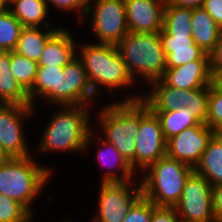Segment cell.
Here are the masks:
<instances>
[{
    "mask_svg": "<svg viewBox=\"0 0 222 222\" xmlns=\"http://www.w3.org/2000/svg\"><path fill=\"white\" fill-rule=\"evenodd\" d=\"M83 25L85 29L80 34L82 35L83 31L87 32L85 35L90 37H83L89 42L116 46L129 32L124 0H90L79 27Z\"/></svg>",
    "mask_w": 222,
    "mask_h": 222,
    "instance_id": "52a82bcc",
    "label": "cell"
},
{
    "mask_svg": "<svg viewBox=\"0 0 222 222\" xmlns=\"http://www.w3.org/2000/svg\"><path fill=\"white\" fill-rule=\"evenodd\" d=\"M166 0H124L128 31L159 33Z\"/></svg>",
    "mask_w": 222,
    "mask_h": 222,
    "instance_id": "2e32d148",
    "label": "cell"
},
{
    "mask_svg": "<svg viewBox=\"0 0 222 222\" xmlns=\"http://www.w3.org/2000/svg\"><path fill=\"white\" fill-rule=\"evenodd\" d=\"M9 10V0H0V14Z\"/></svg>",
    "mask_w": 222,
    "mask_h": 222,
    "instance_id": "ab89813d",
    "label": "cell"
},
{
    "mask_svg": "<svg viewBox=\"0 0 222 222\" xmlns=\"http://www.w3.org/2000/svg\"><path fill=\"white\" fill-rule=\"evenodd\" d=\"M100 101L103 99L93 93L83 64L76 56L63 71H59L58 106L88 105L95 108Z\"/></svg>",
    "mask_w": 222,
    "mask_h": 222,
    "instance_id": "5bb4252c",
    "label": "cell"
},
{
    "mask_svg": "<svg viewBox=\"0 0 222 222\" xmlns=\"http://www.w3.org/2000/svg\"><path fill=\"white\" fill-rule=\"evenodd\" d=\"M69 23L63 25L46 43L44 50L37 61L38 67H64L77 56V45L81 27ZM73 27V28H71ZM74 29V30H73ZM76 34V35H75ZM77 38V39H76Z\"/></svg>",
    "mask_w": 222,
    "mask_h": 222,
    "instance_id": "e0dca14e",
    "label": "cell"
},
{
    "mask_svg": "<svg viewBox=\"0 0 222 222\" xmlns=\"http://www.w3.org/2000/svg\"><path fill=\"white\" fill-rule=\"evenodd\" d=\"M14 77L10 69V52L0 51V78Z\"/></svg>",
    "mask_w": 222,
    "mask_h": 222,
    "instance_id": "74e56055",
    "label": "cell"
},
{
    "mask_svg": "<svg viewBox=\"0 0 222 222\" xmlns=\"http://www.w3.org/2000/svg\"><path fill=\"white\" fill-rule=\"evenodd\" d=\"M61 27H23L14 52L38 61L47 41Z\"/></svg>",
    "mask_w": 222,
    "mask_h": 222,
    "instance_id": "603a6c76",
    "label": "cell"
},
{
    "mask_svg": "<svg viewBox=\"0 0 222 222\" xmlns=\"http://www.w3.org/2000/svg\"><path fill=\"white\" fill-rule=\"evenodd\" d=\"M45 1L47 2V6L51 14L55 12L53 16L56 17L58 15L56 19L57 18L59 19L61 16L65 17L66 15L68 16L70 15L71 17L75 18V20L73 19V21L74 22L76 21V27H77L84 19V16L87 11V6L90 0H45Z\"/></svg>",
    "mask_w": 222,
    "mask_h": 222,
    "instance_id": "f1b7e54d",
    "label": "cell"
},
{
    "mask_svg": "<svg viewBox=\"0 0 222 222\" xmlns=\"http://www.w3.org/2000/svg\"><path fill=\"white\" fill-rule=\"evenodd\" d=\"M212 185L192 172L184 185L178 203L174 206L182 222H216L212 206Z\"/></svg>",
    "mask_w": 222,
    "mask_h": 222,
    "instance_id": "7c38bea8",
    "label": "cell"
},
{
    "mask_svg": "<svg viewBox=\"0 0 222 222\" xmlns=\"http://www.w3.org/2000/svg\"><path fill=\"white\" fill-rule=\"evenodd\" d=\"M192 8L169 5L167 2L163 12V29L169 35H192Z\"/></svg>",
    "mask_w": 222,
    "mask_h": 222,
    "instance_id": "d4e9b609",
    "label": "cell"
},
{
    "mask_svg": "<svg viewBox=\"0 0 222 222\" xmlns=\"http://www.w3.org/2000/svg\"><path fill=\"white\" fill-rule=\"evenodd\" d=\"M150 222H182L174 208L155 207Z\"/></svg>",
    "mask_w": 222,
    "mask_h": 222,
    "instance_id": "e575fe53",
    "label": "cell"
},
{
    "mask_svg": "<svg viewBox=\"0 0 222 222\" xmlns=\"http://www.w3.org/2000/svg\"><path fill=\"white\" fill-rule=\"evenodd\" d=\"M206 125L213 128L216 134H222V88L215 82L209 86Z\"/></svg>",
    "mask_w": 222,
    "mask_h": 222,
    "instance_id": "f546056e",
    "label": "cell"
},
{
    "mask_svg": "<svg viewBox=\"0 0 222 222\" xmlns=\"http://www.w3.org/2000/svg\"><path fill=\"white\" fill-rule=\"evenodd\" d=\"M96 146L97 148H95ZM90 150L94 151L90 152ZM90 153H93L95 155L93 157H96L94 160H97L93 163L97 164L98 168L102 170L99 171L101 177H99L98 182H126L136 180L139 177L117 148L102 139L93 129L90 130L87 136L83 159Z\"/></svg>",
    "mask_w": 222,
    "mask_h": 222,
    "instance_id": "4fadbf2b",
    "label": "cell"
},
{
    "mask_svg": "<svg viewBox=\"0 0 222 222\" xmlns=\"http://www.w3.org/2000/svg\"><path fill=\"white\" fill-rule=\"evenodd\" d=\"M30 215L21 203L0 194V222H24Z\"/></svg>",
    "mask_w": 222,
    "mask_h": 222,
    "instance_id": "1f68e13d",
    "label": "cell"
},
{
    "mask_svg": "<svg viewBox=\"0 0 222 222\" xmlns=\"http://www.w3.org/2000/svg\"><path fill=\"white\" fill-rule=\"evenodd\" d=\"M0 104L31 106L27 93L14 77L0 78Z\"/></svg>",
    "mask_w": 222,
    "mask_h": 222,
    "instance_id": "4dcf8cb0",
    "label": "cell"
},
{
    "mask_svg": "<svg viewBox=\"0 0 222 222\" xmlns=\"http://www.w3.org/2000/svg\"><path fill=\"white\" fill-rule=\"evenodd\" d=\"M10 69L18 84L28 93L36 79L37 62L10 51Z\"/></svg>",
    "mask_w": 222,
    "mask_h": 222,
    "instance_id": "4316f807",
    "label": "cell"
},
{
    "mask_svg": "<svg viewBox=\"0 0 222 222\" xmlns=\"http://www.w3.org/2000/svg\"><path fill=\"white\" fill-rule=\"evenodd\" d=\"M160 80L166 86L183 90L208 88L214 82L209 61H192L166 69Z\"/></svg>",
    "mask_w": 222,
    "mask_h": 222,
    "instance_id": "d6986e66",
    "label": "cell"
},
{
    "mask_svg": "<svg viewBox=\"0 0 222 222\" xmlns=\"http://www.w3.org/2000/svg\"><path fill=\"white\" fill-rule=\"evenodd\" d=\"M192 37L195 43L209 54L222 33V29L202 7L192 9Z\"/></svg>",
    "mask_w": 222,
    "mask_h": 222,
    "instance_id": "7402d4cb",
    "label": "cell"
},
{
    "mask_svg": "<svg viewBox=\"0 0 222 222\" xmlns=\"http://www.w3.org/2000/svg\"><path fill=\"white\" fill-rule=\"evenodd\" d=\"M193 168L164 156L139 175L143 196L156 207L174 208Z\"/></svg>",
    "mask_w": 222,
    "mask_h": 222,
    "instance_id": "8992f818",
    "label": "cell"
},
{
    "mask_svg": "<svg viewBox=\"0 0 222 222\" xmlns=\"http://www.w3.org/2000/svg\"><path fill=\"white\" fill-rule=\"evenodd\" d=\"M23 26L11 12L0 14V51H14Z\"/></svg>",
    "mask_w": 222,
    "mask_h": 222,
    "instance_id": "83f0119b",
    "label": "cell"
},
{
    "mask_svg": "<svg viewBox=\"0 0 222 222\" xmlns=\"http://www.w3.org/2000/svg\"><path fill=\"white\" fill-rule=\"evenodd\" d=\"M100 187L94 191V213H91L101 222H123L132 206L143 196L141 180L126 182H100ZM97 200V201H96Z\"/></svg>",
    "mask_w": 222,
    "mask_h": 222,
    "instance_id": "30bf717a",
    "label": "cell"
},
{
    "mask_svg": "<svg viewBox=\"0 0 222 222\" xmlns=\"http://www.w3.org/2000/svg\"><path fill=\"white\" fill-rule=\"evenodd\" d=\"M36 217H38L37 214H31L24 222H36Z\"/></svg>",
    "mask_w": 222,
    "mask_h": 222,
    "instance_id": "b9f144b4",
    "label": "cell"
},
{
    "mask_svg": "<svg viewBox=\"0 0 222 222\" xmlns=\"http://www.w3.org/2000/svg\"><path fill=\"white\" fill-rule=\"evenodd\" d=\"M45 108L48 109H46L47 113H51V115L43 116L42 121H46V124L42 125L45 128H38V130H43V133H38L40 137L37 136V138L39 139H35L37 142H33V156L40 161L41 159L45 161L47 155H56L57 152L59 153L57 155L63 153L66 157V153L72 155L78 153L83 156L86 139L92 129L94 107L88 105L39 107L34 109L33 119L38 122V119L41 118H38L37 115H39L40 109Z\"/></svg>",
    "mask_w": 222,
    "mask_h": 222,
    "instance_id": "7a4b0ae2",
    "label": "cell"
},
{
    "mask_svg": "<svg viewBox=\"0 0 222 222\" xmlns=\"http://www.w3.org/2000/svg\"><path fill=\"white\" fill-rule=\"evenodd\" d=\"M160 38L166 55V69L192 61H209V54L195 43L192 35H169L162 29Z\"/></svg>",
    "mask_w": 222,
    "mask_h": 222,
    "instance_id": "ac0fdd59",
    "label": "cell"
},
{
    "mask_svg": "<svg viewBox=\"0 0 222 222\" xmlns=\"http://www.w3.org/2000/svg\"><path fill=\"white\" fill-rule=\"evenodd\" d=\"M63 70L59 66L38 67L35 82L27 93L31 106H58L59 71Z\"/></svg>",
    "mask_w": 222,
    "mask_h": 222,
    "instance_id": "44dd1931",
    "label": "cell"
},
{
    "mask_svg": "<svg viewBox=\"0 0 222 222\" xmlns=\"http://www.w3.org/2000/svg\"><path fill=\"white\" fill-rule=\"evenodd\" d=\"M154 203L142 196L130 209L123 222H150Z\"/></svg>",
    "mask_w": 222,
    "mask_h": 222,
    "instance_id": "d6a6232c",
    "label": "cell"
},
{
    "mask_svg": "<svg viewBox=\"0 0 222 222\" xmlns=\"http://www.w3.org/2000/svg\"><path fill=\"white\" fill-rule=\"evenodd\" d=\"M159 118L164 138L166 141L178 135L186 128L197 125L198 122L192 117L187 107L171 110L168 112H153Z\"/></svg>",
    "mask_w": 222,
    "mask_h": 222,
    "instance_id": "484cf974",
    "label": "cell"
},
{
    "mask_svg": "<svg viewBox=\"0 0 222 222\" xmlns=\"http://www.w3.org/2000/svg\"><path fill=\"white\" fill-rule=\"evenodd\" d=\"M54 222H76V220L75 219L72 220V218H68L67 214H66V216H64L63 218L61 217V219L59 221L56 220ZM77 222H79V220H77Z\"/></svg>",
    "mask_w": 222,
    "mask_h": 222,
    "instance_id": "60d3db41",
    "label": "cell"
},
{
    "mask_svg": "<svg viewBox=\"0 0 222 222\" xmlns=\"http://www.w3.org/2000/svg\"><path fill=\"white\" fill-rule=\"evenodd\" d=\"M99 105L94 108L96 112L93 111L92 129L115 146L135 171V137L140 127V100L102 101Z\"/></svg>",
    "mask_w": 222,
    "mask_h": 222,
    "instance_id": "277c9868",
    "label": "cell"
},
{
    "mask_svg": "<svg viewBox=\"0 0 222 222\" xmlns=\"http://www.w3.org/2000/svg\"><path fill=\"white\" fill-rule=\"evenodd\" d=\"M204 1L205 0H166L169 5L192 9L201 7Z\"/></svg>",
    "mask_w": 222,
    "mask_h": 222,
    "instance_id": "f35d334b",
    "label": "cell"
},
{
    "mask_svg": "<svg viewBox=\"0 0 222 222\" xmlns=\"http://www.w3.org/2000/svg\"><path fill=\"white\" fill-rule=\"evenodd\" d=\"M89 219H91L89 222H101V221L97 220L94 216H92V218H89Z\"/></svg>",
    "mask_w": 222,
    "mask_h": 222,
    "instance_id": "ee69618b",
    "label": "cell"
},
{
    "mask_svg": "<svg viewBox=\"0 0 222 222\" xmlns=\"http://www.w3.org/2000/svg\"><path fill=\"white\" fill-rule=\"evenodd\" d=\"M214 82H215L220 88H222V75L219 76Z\"/></svg>",
    "mask_w": 222,
    "mask_h": 222,
    "instance_id": "7bdbcfd3",
    "label": "cell"
},
{
    "mask_svg": "<svg viewBox=\"0 0 222 222\" xmlns=\"http://www.w3.org/2000/svg\"><path fill=\"white\" fill-rule=\"evenodd\" d=\"M210 72L215 81L222 75V33L214 49L209 53Z\"/></svg>",
    "mask_w": 222,
    "mask_h": 222,
    "instance_id": "836d02e7",
    "label": "cell"
},
{
    "mask_svg": "<svg viewBox=\"0 0 222 222\" xmlns=\"http://www.w3.org/2000/svg\"><path fill=\"white\" fill-rule=\"evenodd\" d=\"M80 36L77 57L83 64L93 93L108 102L141 100L143 89L127 71L117 46L92 43L85 38L81 41Z\"/></svg>",
    "mask_w": 222,
    "mask_h": 222,
    "instance_id": "6da1fadb",
    "label": "cell"
},
{
    "mask_svg": "<svg viewBox=\"0 0 222 222\" xmlns=\"http://www.w3.org/2000/svg\"><path fill=\"white\" fill-rule=\"evenodd\" d=\"M222 29V0H205L201 6Z\"/></svg>",
    "mask_w": 222,
    "mask_h": 222,
    "instance_id": "d590c367",
    "label": "cell"
},
{
    "mask_svg": "<svg viewBox=\"0 0 222 222\" xmlns=\"http://www.w3.org/2000/svg\"><path fill=\"white\" fill-rule=\"evenodd\" d=\"M193 170L212 186L222 184V134L213 136Z\"/></svg>",
    "mask_w": 222,
    "mask_h": 222,
    "instance_id": "cb8c5ba5",
    "label": "cell"
},
{
    "mask_svg": "<svg viewBox=\"0 0 222 222\" xmlns=\"http://www.w3.org/2000/svg\"><path fill=\"white\" fill-rule=\"evenodd\" d=\"M215 134L205 123L186 128L167 140L166 156L194 168Z\"/></svg>",
    "mask_w": 222,
    "mask_h": 222,
    "instance_id": "9a60e30c",
    "label": "cell"
},
{
    "mask_svg": "<svg viewBox=\"0 0 222 222\" xmlns=\"http://www.w3.org/2000/svg\"><path fill=\"white\" fill-rule=\"evenodd\" d=\"M142 101L152 112H168L187 107L198 123L207 121L209 87L183 90L166 86L161 80L143 90Z\"/></svg>",
    "mask_w": 222,
    "mask_h": 222,
    "instance_id": "ba28073f",
    "label": "cell"
},
{
    "mask_svg": "<svg viewBox=\"0 0 222 222\" xmlns=\"http://www.w3.org/2000/svg\"><path fill=\"white\" fill-rule=\"evenodd\" d=\"M38 161L32 155L22 158H4L0 162V194L18 201L31 214H37L38 209L35 206L40 200L42 201V198L47 197V201L44 200L45 203L53 202L56 198V193L53 192L54 195L51 192L48 193L47 191L52 189L47 187L55 175L57 179L56 173L59 170L50 163Z\"/></svg>",
    "mask_w": 222,
    "mask_h": 222,
    "instance_id": "3957f363",
    "label": "cell"
},
{
    "mask_svg": "<svg viewBox=\"0 0 222 222\" xmlns=\"http://www.w3.org/2000/svg\"><path fill=\"white\" fill-rule=\"evenodd\" d=\"M9 11L23 27H62L67 23L53 17L45 0H9ZM59 22L61 26L56 24Z\"/></svg>",
    "mask_w": 222,
    "mask_h": 222,
    "instance_id": "ffe728a7",
    "label": "cell"
},
{
    "mask_svg": "<svg viewBox=\"0 0 222 222\" xmlns=\"http://www.w3.org/2000/svg\"><path fill=\"white\" fill-rule=\"evenodd\" d=\"M34 109L33 106L0 104V153L4 158L33 155L28 127L31 128L30 123L34 120Z\"/></svg>",
    "mask_w": 222,
    "mask_h": 222,
    "instance_id": "9c48e42d",
    "label": "cell"
},
{
    "mask_svg": "<svg viewBox=\"0 0 222 222\" xmlns=\"http://www.w3.org/2000/svg\"><path fill=\"white\" fill-rule=\"evenodd\" d=\"M135 138V173L139 176L158 159L166 156L167 144L159 118L142 100L140 127Z\"/></svg>",
    "mask_w": 222,
    "mask_h": 222,
    "instance_id": "8fae6325",
    "label": "cell"
},
{
    "mask_svg": "<svg viewBox=\"0 0 222 222\" xmlns=\"http://www.w3.org/2000/svg\"><path fill=\"white\" fill-rule=\"evenodd\" d=\"M212 206L216 222H222V184L211 188Z\"/></svg>",
    "mask_w": 222,
    "mask_h": 222,
    "instance_id": "8d00e7d4",
    "label": "cell"
},
{
    "mask_svg": "<svg viewBox=\"0 0 222 222\" xmlns=\"http://www.w3.org/2000/svg\"><path fill=\"white\" fill-rule=\"evenodd\" d=\"M4 159V157L0 153V162Z\"/></svg>",
    "mask_w": 222,
    "mask_h": 222,
    "instance_id": "f6af8a7d",
    "label": "cell"
},
{
    "mask_svg": "<svg viewBox=\"0 0 222 222\" xmlns=\"http://www.w3.org/2000/svg\"><path fill=\"white\" fill-rule=\"evenodd\" d=\"M116 46L127 71L141 89L144 90L150 83L163 77L166 70V55L160 32L129 31Z\"/></svg>",
    "mask_w": 222,
    "mask_h": 222,
    "instance_id": "5b68a950",
    "label": "cell"
}]
</instances>
